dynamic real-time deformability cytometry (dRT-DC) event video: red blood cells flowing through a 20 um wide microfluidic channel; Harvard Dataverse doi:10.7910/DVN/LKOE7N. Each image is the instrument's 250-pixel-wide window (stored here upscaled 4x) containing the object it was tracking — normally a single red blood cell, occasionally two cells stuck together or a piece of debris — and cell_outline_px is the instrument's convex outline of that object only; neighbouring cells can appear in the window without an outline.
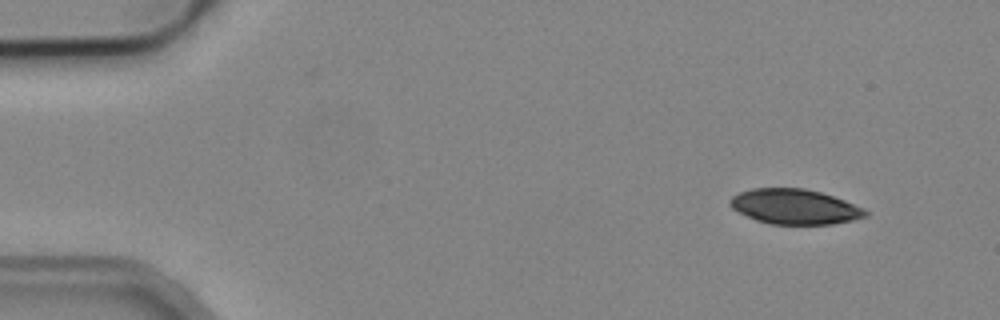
{"species": "common noctule bat (a hibernating species)", "species_latin": "Nyctalus noctula", "temperature_condition": "cold", "stored_images_in_passage": 3, "camera_frame_rate_fps": 3000, "um_per_image_px": 0.085, "animal": {"sex": "male", "body_mass_g": 19.2, "forearm_length_mm": 51.8}, "frame": {"image": 1, "passage_image": 1, "time_ms": 0.0, "image_size_px": [1000, 320], "cell_outline_px": [[868, 216], [852, 220], [832, 224], [772, 224], [756, 220], [732, 208], [728, 204], [728, 200], [732, 196], [740, 192], [752, 188], [804, 188], [820, 192], [844, 200], [864, 208], [868, 212]], "centroid_in_image_um": [67.54, 17.56], "position_along_channel_um": 17.5, "area_um2": 27.57}}
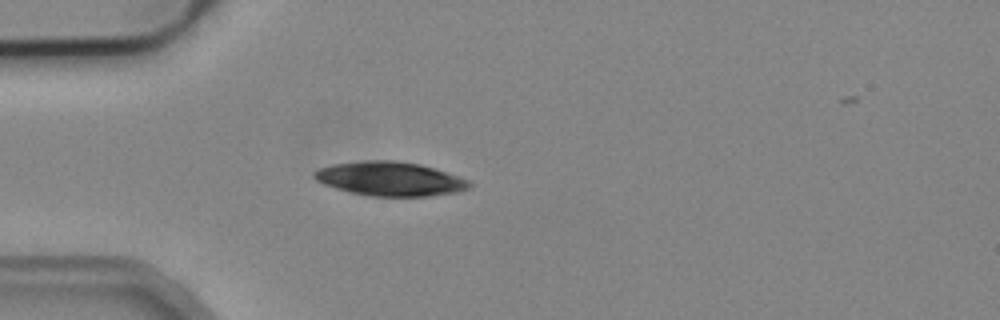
{"frame": {"image": 2, "passage_image": 3, "time_ms": 3.333, "image_size_px": [1000, 320], "cell_outline_px": [[472, 184], [468, 188], [456, 192], [428, 196], [368, 196], [336, 188], [324, 184], [316, 180], [312, 176], [312, 172], [320, 168], [332, 164], [364, 160], [396, 160], [420, 164], [468, 180]], "centroid_in_image_um": [33.1, 15.19], "position_along_channel_um": 51.9, "area_um2": 30.58}}